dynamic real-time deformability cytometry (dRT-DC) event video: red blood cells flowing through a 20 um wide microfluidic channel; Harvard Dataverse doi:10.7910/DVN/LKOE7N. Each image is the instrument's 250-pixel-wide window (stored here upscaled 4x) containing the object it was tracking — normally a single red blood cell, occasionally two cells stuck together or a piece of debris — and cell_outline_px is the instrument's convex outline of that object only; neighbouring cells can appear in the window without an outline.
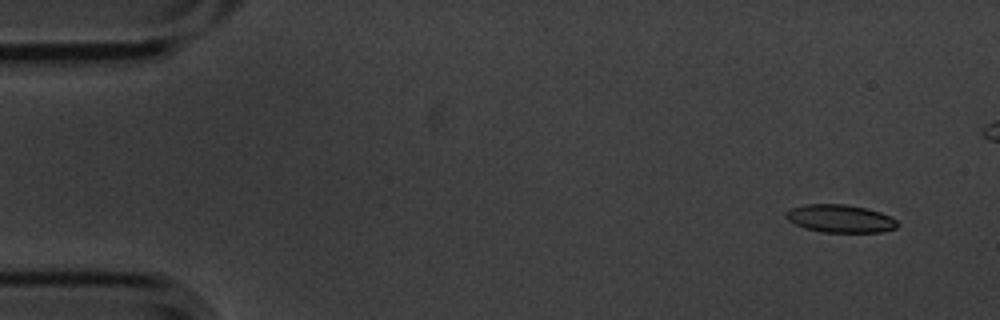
{"species": "common noctule bat (a hibernating species)", "species_latin": "Nyctalus noctula", "temperature_condition": "cold", "stored_images_in_passage": 8, "camera_frame_rate_fps": 3000, "um_per_image_px": 0.085, "animal": {"sex": "male", "body_mass_g": 20.1, "forearm_length_mm": 53.5}, "frame": {"image": 1, "passage_image": 1, "time_ms": 0.0, "image_size_px": [1000, 320], "cell_outline_px": [[900, 224], [896, 228], [880, 232], [824, 232], [804, 228], [788, 220], [784, 216], [784, 212], [788, 208], [804, 204], [844, 204], [864, 208], [880, 212], [892, 216]], "centroid_in_image_um": [71.39, 18.57], "position_along_channel_um": 13.6, "area_um2": 18.26}}
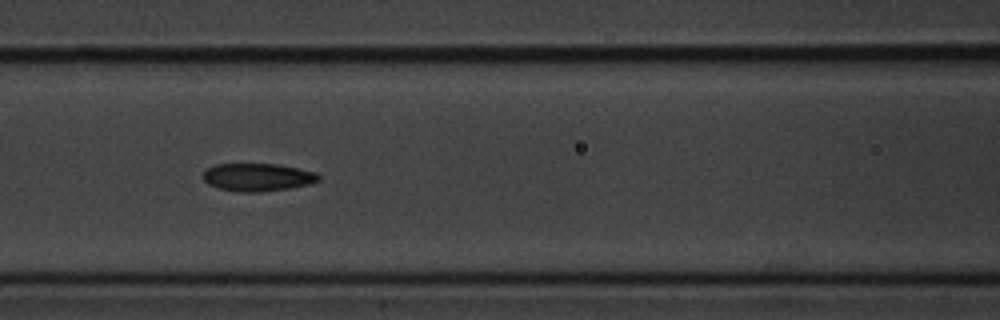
{"frame": {"image": 2, "passage_image": 7, "time_ms": 2.0, "image_size_px": [1000, 320], "cell_outline_px": [[320, 180], [308, 184], [288, 188], [260, 192], [236, 192], [216, 188], [208, 184], [204, 180], [204, 172], [208, 168], [216, 164], [276, 164], [316, 172], [320, 176]], "centroid_in_image_um": [21.87, 15.07], "position_along_channel_um": 144.7, "area_um2": 18.67}}
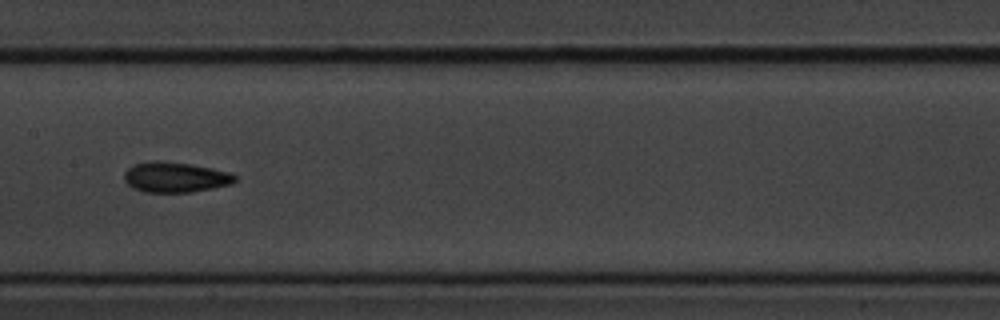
{"frame": {"image": 3, "passage_image": 8, "time_ms": 2.333, "image_size_px": [1000, 320], "cell_outline_px": [[236, 180], [232, 184], [192, 192], [144, 192], [132, 188], [124, 180], [124, 172], [132, 164], [148, 160], [160, 160], [192, 164], [212, 168], [228, 172], [236, 176]], "centroid_in_image_um": [14.85, 15.05], "position_along_channel_um": 192.5, "area_um2": 19.83}}